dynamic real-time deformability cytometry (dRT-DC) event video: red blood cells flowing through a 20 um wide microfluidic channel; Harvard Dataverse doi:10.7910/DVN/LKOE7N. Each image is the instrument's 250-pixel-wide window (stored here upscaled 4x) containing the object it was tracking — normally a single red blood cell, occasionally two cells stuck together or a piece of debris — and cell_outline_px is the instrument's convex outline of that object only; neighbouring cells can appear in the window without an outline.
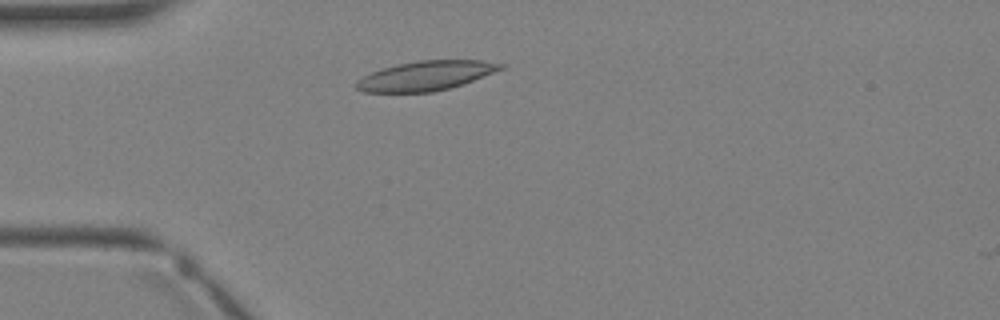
{"species": "Egyptian fruit bat (a non-hibernating species)", "species_latin": "Rousettus aegyptiacus", "temperature_condition": "warm", "stored_images_in_passage": 2, "camera_frame_rate_fps": 3000, "um_per_image_px": 0.085, "animal": {"sex": "female"}, "frame": {"image": 1, "passage_image": 2, "time_ms": 1.333, "image_size_px": [1000, 320], "cell_outline_px": [[508, 64], [504, 68], [472, 80], [448, 88], [432, 92], [364, 92], [356, 88], [356, 80], [372, 72], [384, 68], [400, 64], [420, 60], [480, 60]], "centroid_in_image_um": [36.2, 6.43], "position_along_channel_um": 48.8, "area_um2": 24.39}}